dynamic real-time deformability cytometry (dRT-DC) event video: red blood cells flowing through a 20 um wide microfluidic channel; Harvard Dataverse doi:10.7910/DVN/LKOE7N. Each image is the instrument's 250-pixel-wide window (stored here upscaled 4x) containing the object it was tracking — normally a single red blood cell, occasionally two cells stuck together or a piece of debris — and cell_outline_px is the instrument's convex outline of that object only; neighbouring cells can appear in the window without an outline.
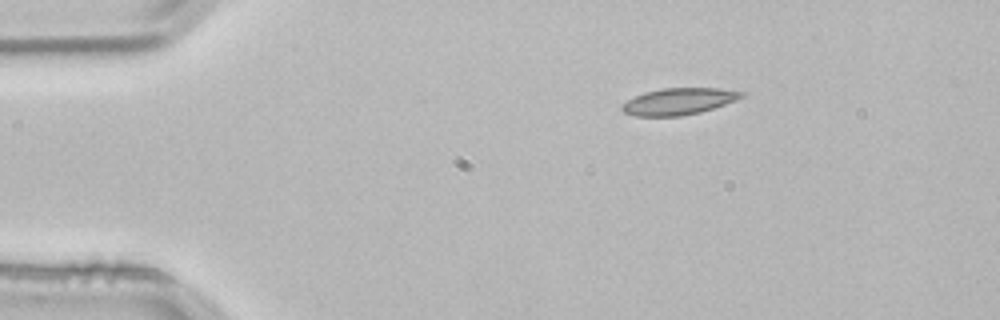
{"species": "common noctule bat (a hibernating species)", "species_latin": "Nyctalus noctula", "temperature_condition": "room temperature", "stored_images_in_passage": 3, "camera_frame_rate_fps": 3000, "um_per_image_px": 0.085, "animal": {"sex": "male", "body_mass_g": 21.5, "forearm_length_mm": 52.0}, "frame": {"image": 1, "passage_image": 2, "time_ms": 0.333, "image_size_px": [1000, 320], "cell_outline_px": [[748, 92], [744, 96], [736, 100], [700, 112], [680, 116], [636, 116], [624, 112], [620, 108], [628, 100], [644, 92], [660, 88], [716, 88]], "centroid_in_image_um": [57.71, 8.61], "position_along_channel_um": 27.3, "area_um2": 18.44}}